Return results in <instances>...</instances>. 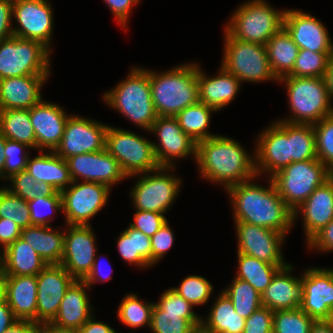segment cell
<instances>
[{"mask_svg":"<svg viewBox=\"0 0 333 333\" xmlns=\"http://www.w3.org/2000/svg\"><path fill=\"white\" fill-rule=\"evenodd\" d=\"M267 188L250 180L228 187L235 222L262 226L283 234L292 227L293 211L278 194L271 178Z\"/></svg>","mask_w":333,"mask_h":333,"instance_id":"1","label":"cell"},{"mask_svg":"<svg viewBox=\"0 0 333 333\" xmlns=\"http://www.w3.org/2000/svg\"><path fill=\"white\" fill-rule=\"evenodd\" d=\"M196 163L202 177L227 189L257 176L255 158L229 137L216 135L196 143ZM253 179V180H252Z\"/></svg>","mask_w":333,"mask_h":333,"instance_id":"2","label":"cell"},{"mask_svg":"<svg viewBox=\"0 0 333 333\" xmlns=\"http://www.w3.org/2000/svg\"><path fill=\"white\" fill-rule=\"evenodd\" d=\"M150 88L157 116L175 117L199 102L197 64H184L161 74L150 71Z\"/></svg>","mask_w":333,"mask_h":333,"instance_id":"3","label":"cell"},{"mask_svg":"<svg viewBox=\"0 0 333 333\" xmlns=\"http://www.w3.org/2000/svg\"><path fill=\"white\" fill-rule=\"evenodd\" d=\"M130 72L124 81L104 94V101L140 128L150 131L158 117L151 95L150 70L137 67Z\"/></svg>","mask_w":333,"mask_h":333,"instance_id":"4","label":"cell"},{"mask_svg":"<svg viewBox=\"0 0 333 333\" xmlns=\"http://www.w3.org/2000/svg\"><path fill=\"white\" fill-rule=\"evenodd\" d=\"M292 117L280 120L293 124H315L333 114L323 77L284 76Z\"/></svg>","mask_w":333,"mask_h":333,"instance_id":"5","label":"cell"},{"mask_svg":"<svg viewBox=\"0 0 333 333\" xmlns=\"http://www.w3.org/2000/svg\"><path fill=\"white\" fill-rule=\"evenodd\" d=\"M265 0H250L232 14L225 30L234 38L266 45L283 27L285 11H278Z\"/></svg>","mask_w":333,"mask_h":333,"instance_id":"6","label":"cell"},{"mask_svg":"<svg viewBox=\"0 0 333 333\" xmlns=\"http://www.w3.org/2000/svg\"><path fill=\"white\" fill-rule=\"evenodd\" d=\"M333 173L318 159L292 162L271 177L278 194L294 212Z\"/></svg>","mask_w":333,"mask_h":333,"instance_id":"7","label":"cell"},{"mask_svg":"<svg viewBox=\"0 0 333 333\" xmlns=\"http://www.w3.org/2000/svg\"><path fill=\"white\" fill-rule=\"evenodd\" d=\"M50 51L37 41L12 36L0 41V79L49 75Z\"/></svg>","mask_w":333,"mask_h":333,"instance_id":"8","label":"cell"},{"mask_svg":"<svg viewBox=\"0 0 333 333\" xmlns=\"http://www.w3.org/2000/svg\"><path fill=\"white\" fill-rule=\"evenodd\" d=\"M224 42L221 65L241 83L278 81L271 70L265 45L234 39L226 30Z\"/></svg>","mask_w":333,"mask_h":333,"instance_id":"9","label":"cell"},{"mask_svg":"<svg viewBox=\"0 0 333 333\" xmlns=\"http://www.w3.org/2000/svg\"><path fill=\"white\" fill-rule=\"evenodd\" d=\"M106 150L119 162L127 177L152 173L160 168L153 142L132 131L108 126Z\"/></svg>","mask_w":333,"mask_h":333,"instance_id":"10","label":"cell"},{"mask_svg":"<svg viewBox=\"0 0 333 333\" xmlns=\"http://www.w3.org/2000/svg\"><path fill=\"white\" fill-rule=\"evenodd\" d=\"M172 169L173 167H160L152 172L154 175L146 172L144 176H139L140 179L131 192L136 210L166 213L177 196L181 184V179L172 174L167 175Z\"/></svg>","mask_w":333,"mask_h":333,"instance_id":"11","label":"cell"},{"mask_svg":"<svg viewBox=\"0 0 333 333\" xmlns=\"http://www.w3.org/2000/svg\"><path fill=\"white\" fill-rule=\"evenodd\" d=\"M77 182L61 191L62 211L67 225H90V218L105 206L110 188L96 182Z\"/></svg>","mask_w":333,"mask_h":333,"instance_id":"12","label":"cell"},{"mask_svg":"<svg viewBox=\"0 0 333 333\" xmlns=\"http://www.w3.org/2000/svg\"><path fill=\"white\" fill-rule=\"evenodd\" d=\"M108 126L81 116H69L60 144L54 152L63 159L106 149Z\"/></svg>","mask_w":333,"mask_h":333,"instance_id":"13","label":"cell"},{"mask_svg":"<svg viewBox=\"0 0 333 333\" xmlns=\"http://www.w3.org/2000/svg\"><path fill=\"white\" fill-rule=\"evenodd\" d=\"M51 8L47 0H13L12 17L20 26L13 27V35L40 42L50 50L53 28Z\"/></svg>","mask_w":333,"mask_h":333,"instance_id":"14","label":"cell"},{"mask_svg":"<svg viewBox=\"0 0 333 333\" xmlns=\"http://www.w3.org/2000/svg\"><path fill=\"white\" fill-rule=\"evenodd\" d=\"M64 233L62 265L75 279L84 280L91 272L96 256L95 236L91 225H67Z\"/></svg>","mask_w":333,"mask_h":333,"instance_id":"15","label":"cell"},{"mask_svg":"<svg viewBox=\"0 0 333 333\" xmlns=\"http://www.w3.org/2000/svg\"><path fill=\"white\" fill-rule=\"evenodd\" d=\"M256 148L253 158L257 175L267 171L271 174V178L288 166L290 164L289 123L279 120L265 129L258 137Z\"/></svg>","mask_w":333,"mask_h":333,"instance_id":"16","label":"cell"},{"mask_svg":"<svg viewBox=\"0 0 333 333\" xmlns=\"http://www.w3.org/2000/svg\"><path fill=\"white\" fill-rule=\"evenodd\" d=\"M238 253L255 257L278 266H287L281 254V244L286 236L266 227L236 222Z\"/></svg>","mask_w":333,"mask_h":333,"instance_id":"17","label":"cell"},{"mask_svg":"<svg viewBox=\"0 0 333 333\" xmlns=\"http://www.w3.org/2000/svg\"><path fill=\"white\" fill-rule=\"evenodd\" d=\"M300 308L314 321L333 319V269L309 268L301 276Z\"/></svg>","mask_w":333,"mask_h":333,"instance_id":"18","label":"cell"},{"mask_svg":"<svg viewBox=\"0 0 333 333\" xmlns=\"http://www.w3.org/2000/svg\"><path fill=\"white\" fill-rule=\"evenodd\" d=\"M75 279L62 265H47L37 275L36 323H50L57 315L67 289Z\"/></svg>","mask_w":333,"mask_h":333,"instance_id":"19","label":"cell"},{"mask_svg":"<svg viewBox=\"0 0 333 333\" xmlns=\"http://www.w3.org/2000/svg\"><path fill=\"white\" fill-rule=\"evenodd\" d=\"M73 181L82 178L84 181L96 182L107 187L128 178L119 162L106 150L83 153L66 159Z\"/></svg>","mask_w":333,"mask_h":333,"instance_id":"20","label":"cell"},{"mask_svg":"<svg viewBox=\"0 0 333 333\" xmlns=\"http://www.w3.org/2000/svg\"><path fill=\"white\" fill-rule=\"evenodd\" d=\"M150 132L158 135L160 144L153 143L160 167H175L172 159L192 154L196 158V143L180 128L176 117L158 116Z\"/></svg>","mask_w":333,"mask_h":333,"instance_id":"21","label":"cell"},{"mask_svg":"<svg viewBox=\"0 0 333 333\" xmlns=\"http://www.w3.org/2000/svg\"><path fill=\"white\" fill-rule=\"evenodd\" d=\"M283 28L299 49L333 52V43L325 26L309 13L285 10Z\"/></svg>","mask_w":333,"mask_h":333,"instance_id":"22","label":"cell"},{"mask_svg":"<svg viewBox=\"0 0 333 333\" xmlns=\"http://www.w3.org/2000/svg\"><path fill=\"white\" fill-rule=\"evenodd\" d=\"M36 149L54 151L60 144L69 116L57 104L40 101L29 109Z\"/></svg>","mask_w":333,"mask_h":333,"instance_id":"23","label":"cell"},{"mask_svg":"<svg viewBox=\"0 0 333 333\" xmlns=\"http://www.w3.org/2000/svg\"><path fill=\"white\" fill-rule=\"evenodd\" d=\"M0 294L17 320L36 322L37 276H0Z\"/></svg>","mask_w":333,"mask_h":333,"instance_id":"24","label":"cell"},{"mask_svg":"<svg viewBox=\"0 0 333 333\" xmlns=\"http://www.w3.org/2000/svg\"><path fill=\"white\" fill-rule=\"evenodd\" d=\"M302 213L306 241L333 219V175L316 188L310 196L293 212V221Z\"/></svg>","mask_w":333,"mask_h":333,"instance_id":"25","label":"cell"},{"mask_svg":"<svg viewBox=\"0 0 333 333\" xmlns=\"http://www.w3.org/2000/svg\"><path fill=\"white\" fill-rule=\"evenodd\" d=\"M49 75L0 79V110L31 109L41 100V88Z\"/></svg>","mask_w":333,"mask_h":333,"instance_id":"26","label":"cell"},{"mask_svg":"<svg viewBox=\"0 0 333 333\" xmlns=\"http://www.w3.org/2000/svg\"><path fill=\"white\" fill-rule=\"evenodd\" d=\"M291 265L281 268L273 277L271 283L261 294L264 307L272 311L292 310L303 303V284L301 278L290 275Z\"/></svg>","mask_w":333,"mask_h":333,"instance_id":"27","label":"cell"},{"mask_svg":"<svg viewBox=\"0 0 333 333\" xmlns=\"http://www.w3.org/2000/svg\"><path fill=\"white\" fill-rule=\"evenodd\" d=\"M86 288L90 287L83 280H75L67 289L57 315L49 324L59 329L78 330L91 317L92 308Z\"/></svg>","mask_w":333,"mask_h":333,"instance_id":"28","label":"cell"},{"mask_svg":"<svg viewBox=\"0 0 333 333\" xmlns=\"http://www.w3.org/2000/svg\"><path fill=\"white\" fill-rule=\"evenodd\" d=\"M197 65L199 102L216 111L227 106L240 89V80L221 66L218 75L207 77Z\"/></svg>","mask_w":333,"mask_h":333,"instance_id":"29","label":"cell"},{"mask_svg":"<svg viewBox=\"0 0 333 333\" xmlns=\"http://www.w3.org/2000/svg\"><path fill=\"white\" fill-rule=\"evenodd\" d=\"M46 266V262L21 237L0 253V276H37Z\"/></svg>","mask_w":333,"mask_h":333,"instance_id":"30","label":"cell"},{"mask_svg":"<svg viewBox=\"0 0 333 333\" xmlns=\"http://www.w3.org/2000/svg\"><path fill=\"white\" fill-rule=\"evenodd\" d=\"M50 152L43 153L42 150H39V156L37 155L33 159L28 157L26 170L38 182H45L58 192H61L73 180L66 160L58 156L54 151Z\"/></svg>","mask_w":333,"mask_h":333,"instance_id":"31","label":"cell"},{"mask_svg":"<svg viewBox=\"0 0 333 333\" xmlns=\"http://www.w3.org/2000/svg\"><path fill=\"white\" fill-rule=\"evenodd\" d=\"M26 241L47 265H60L64 252V233L51 226L31 225L21 230Z\"/></svg>","mask_w":333,"mask_h":333,"instance_id":"32","label":"cell"},{"mask_svg":"<svg viewBox=\"0 0 333 333\" xmlns=\"http://www.w3.org/2000/svg\"><path fill=\"white\" fill-rule=\"evenodd\" d=\"M271 70L276 78L287 76L293 69L299 48L282 27L266 43Z\"/></svg>","mask_w":333,"mask_h":333,"instance_id":"33","label":"cell"},{"mask_svg":"<svg viewBox=\"0 0 333 333\" xmlns=\"http://www.w3.org/2000/svg\"><path fill=\"white\" fill-rule=\"evenodd\" d=\"M206 321V322H205ZM201 326L212 333H243L245 319L236 313L228 296L221 292L210 310L207 320Z\"/></svg>","mask_w":333,"mask_h":333,"instance_id":"34","label":"cell"},{"mask_svg":"<svg viewBox=\"0 0 333 333\" xmlns=\"http://www.w3.org/2000/svg\"><path fill=\"white\" fill-rule=\"evenodd\" d=\"M117 240L118 251L126 262L138 267L152 266L150 237L129 225L127 229L120 233V237Z\"/></svg>","mask_w":333,"mask_h":333,"instance_id":"35","label":"cell"},{"mask_svg":"<svg viewBox=\"0 0 333 333\" xmlns=\"http://www.w3.org/2000/svg\"><path fill=\"white\" fill-rule=\"evenodd\" d=\"M0 133L6 139L36 148V136L29 109L0 110Z\"/></svg>","mask_w":333,"mask_h":333,"instance_id":"36","label":"cell"},{"mask_svg":"<svg viewBox=\"0 0 333 333\" xmlns=\"http://www.w3.org/2000/svg\"><path fill=\"white\" fill-rule=\"evenodd\" d=\"M237 255L239 266L235 278L247 281L259 294L264 292L275 274L285 267L270 264L246 254L237 253Z\"/></svg>","mask_w":333,"mask_h":333,"instance_id":"37","label":"cell"},{"mask_svg":"<svg viewBox=\"0 0 333 333\" xmlns=\"http://www.w3.org/2000/svg\"><path fill=\"white\" fill-rule=\"evenodd\" d=\"M212 111L216 110L201 102H197L181 110L175 117L182 131L195 143H198L216 136L207 132Z\"/></svg>","mask_w":333,"mask_h":333,"instance_id":"38","label":"cell"},{"mask_svg":"<svg viewBox=\"0 0 333 333\" xmlns=\"http://www.w3.org/2000/svg\"><path fill=\"white\" fill-rule=\"evenodd\" d=\"M290 164L317 159L314 127L289 123Z\"/></svg>","mask_w":333,"mask_h":333,"instance_id":"39","label":"cell"},{"mask_svg":"<svg viewBox=\"0 0 333 333\" xmlns=\"http://www.w3.org/2000/svg\"><path fill=\"white\" fill-rule=\"evenodd\" d=\"M232 282L223 292L233 303L236 313L247 319L254 311L263 306L261 294L247 281L235 278Z\"/></svg>","mask_w":333,"mask_h":333,"instance_id":"40","label":"cell"},{"mask_svg":"<svg viewBox=\"0 0 333 333\" xmlns=\"http://www.w3.org/2000/svg\"><path fill=\"white\" fill-rule=\"evenodd\" d=\"M154 303H144L135 294H127L118 306V318L130 328L151 326Z\"/></svg>","mask_w":333,"mask_h":333,"instance_id":"41","label":"cell"},{"mask_svg":"<svg viewBox=\"0 0 333 333\" xmlns=\"http://www.w3.org/2000/svg\"><path fill=\"white\" fill-rule=\"evenodd\" d=\"M333 52H313L299 49L292 71L287 76L323 77Z\"/></svg>","mask_w":333,"mask_h":333,"instance_id":"42","label":"cell"},{"mask_svg":"<svg viewBox=\"0 0 333 333\" xmlns=\"http://www.w3.org/2000/svg\"><path fill=\"white\" fill-rule=\"evenodd\" d=\"M9 179L13 187L8 189L27 202L41 196L50 197L57 192L51 185L38 182L27 170L20 171Z\"/></svg>","mask_w":333,"mask_h":333,"instance_id":"43","label":"cell"},{"mask_svg":"<svg viewBox=\"0 0 333 333\" xmlns=\"http://www.w3.org/2000/svg\"><path fill=\"white\" fill-rule=\"evenodd\" d=\"M0 218L14 221L22 229L31 226L28 203L8 188H0Z\"/></svg>","mask_w":333,"mask_h":333,"instance_id":"44","label":"cell"},{"mask_svg":"<svg viewBox=\"0 0 333 333\" xmlns=\"http://www.w3.org/2000/svg\"><path fill=\"white\" fill-rule=\"evenodd\" d=\"M313 322L300 307L277 310L273 314V333H309Z\"/></svg>","mask_w":333,"mask_h":333,"instance_id":"45","label":"cell"},{"mask_svg":"<svg viewBox=\"0 0 333 333\" xmlns=\"http://www.w3.org/2000/svg\"><path fill=\"white\" fill-rule=\"evenodd\" d=\"M317 159L333 173V114L313 124Z\"/></svg>","mask_w":333,"mask_h":333,"instance_id":"46","label":"cell"},{"mask_svg":"<svg viewBox=\"0 0 333 333\" xmlns=\"http://www.w3.org/2000/svg\"><path fill=\"white\" fill-rule=\"evenodd\" d=\"M150 329L154 333H192L195 327L182 314L166 313L154 303Z\"/></svg>","mask_w":333,"mask_h":333,"instance_id":"47","label":"cell"},{"mask_svg":"<svg viewBox=\"0 0 333 333\" xmlns=\"http://www.w3.org/2000/svg\"><path fill=\"white\" fill-rule=\"evenodd\" d=\"M172 289L192 305H202L209 300L213 287L206 278L190 275L182 280L178 288Z\"/></svg>","mask_w":333,"mask_h":333,"instance_id":"48","label":"cell"},{"mask_svg":"<svg viewBox=\"0 0 333 333\" xmlns=\"http://www.w3.org/2000/svg\"><path fill=\"white\" fill-rule=\"evenodd\" d=\"M155 304L166 313L182 314V318H186L195 328L201 326V317L192 311L194 305L172 288L164 291Z\"/></svg>","mask_w":333,"mask_h":333,"instance_id":"49","label":"cell"},{"mask_svg":"<svg viewBox=\"0 0 333 333\" xmlns=\"http://www.w3.org/2000/svg\"><path fill=\"white\" fill-rule=\"evenodd\" d=\"M26 148L30 147L26 144L6 139L3 149V179H9L20 171L26 170L27 160L30 157L27 155L28 152L25 154L22 152Z\"/></svg>","mask_w":333,"mask_h":333,"instance_id":"50","label":"cell"},{"mask_svg":"<svg viewBox=\"0 0 333 333\" xmlns=\"http://www.w3.org/2000/svg\"><path fill=\"white\" fill-rule=\"evenodd\" d=\"M27 203L30 210L31 225L49 226L50 217L47 216L45 211L49 210L54 213L63 210L61 192L58 191L53 196L37 197Z\"/></svg>","mask_w":333,"mask_h":333,"instance_id":"51","label":"cell"},{"mask_svg":"<svg viewBox=\"0 0 333 333\" xmlns=\"http://www.w3.org/2000/svg\"><path fill=\"white\" fill-rule=\"evenodd\" d=\"M134 220L135 222L130 223V226L143 232L148 237L153 236L167 221L162 213L143 210L136 211Z\"/></svg>","mask_w":333,"mask_h":333,"instance_id":"52","label":"cell"},{"mask_svg":"<svg viewBox=\"0 0 333 333\" xmlns=\"http://www.w3.org/2000/svg\"><path fill=\"white\" fill-rule=\"evenodd\" d=\"M274 311L260 307L245 319L243 333H273Z\"/></svg>","mask_w":333,"mask_h":333,"instance_id":"53","label":"cell"},{"mask_svg":"<svg viewBox=\"0 0 333 333\" xmlns=\"http://www.w3.org/2000/svg\"><path fill=\"white\" fill-rule=\"evenodd\" d=\"M152 248V265L157 263L172 247L174 236L169 223L166 221L159 230L150 237Z\"/></svg>","mask_w":333,"mask_h":333,"instance_id":"54","label":"cell"},{"mask_svg":"<svg viewBox=\"0 0 333 333\" xmlns=\"http://www.w3.org/2000/svg\"><path fill=\"white\" fill-rule=\"evenodd\" d=\"M308 247L319 251H333V219L308 242Z\"/></svg>","mask_w":333,"mask_h":333,"instance_id":"55","label":"cell"},{"mask_svg":"<svg viewBox=\"0 0 333 333\" xmlns=\"http://www.w3.org/2000/svg\"><path fill=\"white\" fill-rule=\"evenodd\" d=\"M13 13V0H0V41L13 35L11 19Z\"/></svg>","mask_w":333,"mask_h":333,"instance_id":"56","label":"cell"},{"mask_svg":"<svg viewBox=\"0 0 333 333\" xmlns=\"http://www.w3.org/2000/svg\"><path fill=\"white\" fill-rule=\"evenodd\" d=\"M22 228L14 221L7 218H0V245L4 250L16 239L21 237Z\"/></svg>","mask_w":333,"mask_h":333,"instance_id":"57","label":"cell"},{"mask_svg":"<svg viewBox=\"0 0 333 333\" xmlns=\"http://www.w3.org/2000/svg\"><path fill=\"white\" fill-rule=\"evenodd\" d=\"M111 12L117 18V21L124 27L128 20L131 7L140 2V0H104Z\"/></svg>","mask_w":333,"mask_h":333,"instance_id":"58","label":"cell"},{"mask_svg":"<svg viewBox=\"0 0 333 333\" xmlns=\"http://www.w3.org/2000/svg\"><path fill=\"white\" fill-rule=\"evenodd\" d=\"M42 325L32 321L17 320L3 333H41Z\"/></svg>","mask_w":333,"mask_h":333,"instance_id":"59","label":"cell"},{"mask_svg":"<svg viewBox=\"0 0 333 333\" xmlns=\"http://www.w3.org/2000/svg\"><path fill=\"white\" fill-rule=\"evenodd\" d=\"M13 311L8 306L5 298L0 294V333H3L8 327L15 323Z\"/></svg>","mask_w":333,"mask_h":333,"instance_id":"60","label":"cell"},{"mask_svg":"<svg viewBox=\"0 0 333 333\" xmlns=\"http://www.w3.org/2000/svg\"><path fill=\"white\" fill-rule=\"evenodd\" d=\"M79 333H117L108 324L97 322L91 316L79 329Z\"/></svg>","mask_w":333,"mask_h":333,"instance_id":"61","label":"cell"},{"mask_svg":"<svg viewBox=\"0 0 333 333\" xmlns=\"http://www.w3.org/2000/svg\"><path fill=\"white\" fill-rule=\"evenodd\" d=\"M101 267H100V263L97 261V259L95 258L94 259V262H93V267H92V270L91 272L87 275V277L83 280L89 287L95 283L96 281H106V280H111V277H110V273L109 274H104L102 271H101ZM108 272V271H107Z\"/></svg>","mask_w":333,"mask_h":333,"instance_id":"62","label":"cell"},{"mask_svg":"<svg viewBox=\"0 0 333 333\" xmlns=\"http://www.w3.org/2000/svg\"><path fill=\"white\" fill-rule=\"evenodd\" d=\"M323 79L326 85V91L328 92L330 101L333 99V55L329 58L326 71L324 73Z\"/></svg>","mask_w":333,"mask_h":333,"instance_id":"63","label":"cell"},{"mask_svg":"<svg viewBox=\"0 0 333 333\" xmlns=\"http://www.w3.org/2000/svg\"><path fill=\"white\" fill-rule=\"evenodd\" d=\"M309 333H333V319L314 321Z\"/></svg>","mask_w":333,"mask_h":333,"instance_id":"64","label":"cell"},{"mask_svg":"<svg viewBox=\"0 0 333 333\" xmlns=\"http://www.w3.org/2000/svg\"><path fill=\"white\" fill-rule=\"evenodd\" d=\"M41 333H79V331L71 330V329H59L48 323V324L42 325Z\"/></svg>","mask_w":333,"mask_h":333,"instance_id":"65","label":"cell"},{"mask_svg":"<svg viewBox=\"0 0 333 333\" xmlns=\"http://www.w3.org/2000/svg\"><path fill=\"white\" fill-rule=\"evenodd\" d=\"M5 142L6 138L0 133V178H3V169H4L3 149Z\"/></svg>","mask_w":333,"mask_h":333,"instance_id":"66","label":"cell"},{"mask_svg":"<svg viewBox=\"0 0 333 333\" xmlns=\"http://www.w3.org/2000/svg\"><path fill=\"white\" fill-rule=\"evenodd\" d=\"M192 333H212L210 331L205 330L202 326L196 327Z\"/></svg>","mask_w":333,"mask_h":333,"instance_id":"67","label":"cell"}]
</instances>
